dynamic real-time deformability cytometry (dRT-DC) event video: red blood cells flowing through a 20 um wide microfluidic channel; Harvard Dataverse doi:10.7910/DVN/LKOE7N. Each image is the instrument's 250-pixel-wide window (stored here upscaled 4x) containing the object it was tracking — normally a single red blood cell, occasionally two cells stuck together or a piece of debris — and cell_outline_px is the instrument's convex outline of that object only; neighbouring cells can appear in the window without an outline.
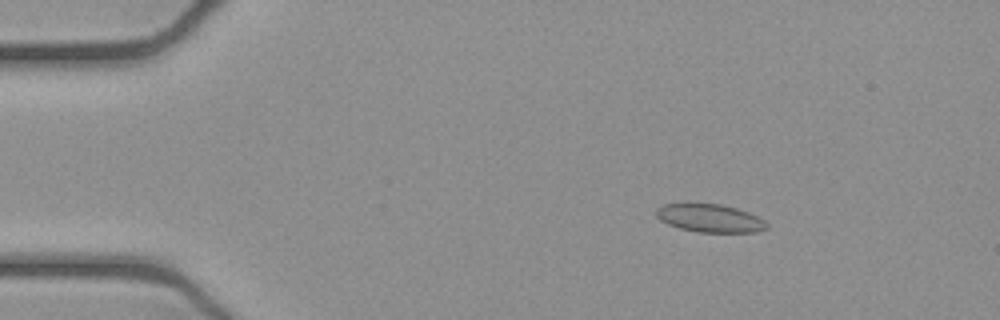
{"species": "common noctule bat (a hibernating species)", "species_latin": "Nyctalus noctula", "temperature_condition": "cold", "stored_images_in_passage": 52, "camera_frame_rate_fps": 3000, "um_per_image_px": 0.085, "animal": {"sex": "female", "body_mass_g": 21.9}, "frame": {"image": 1, "passage_image": 8, "time_ms": 2.333, "image_size_px": [1000, 320], "cell_outline_px": [[768, 228], [756, 232], [696, 232], [680, 228], [668, 224], [660, 220], [656, 216], [656, 208], [664, 204], [692, 200], [720, 204], [736, 208], [748, 212], [764, 220], [768, 224]], "centroid_in_image_um": [60.28, 18.49], "position_along_channel_um": 24.7, "area_um2": 18.79}}
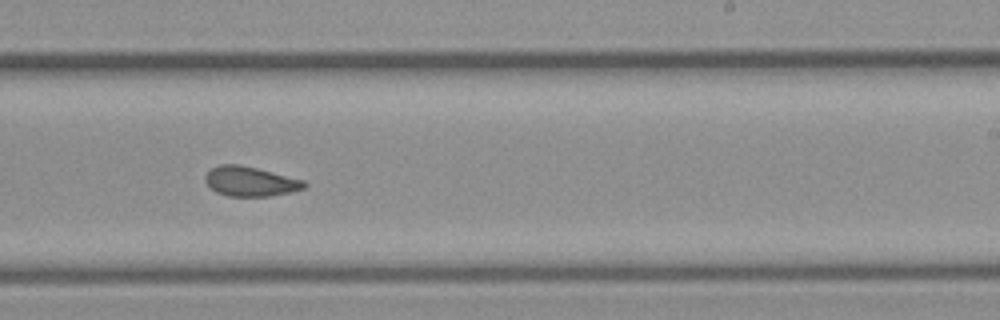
{"frame": {"image": 2, "passage_image": 32, "time_ms": 10.333, "image_size_px": [1000, 320], "cell_outline_px": [[308, 184], [304, 188], [288, 192], [268, 196], [228, 196], [216, 192], [204, 180], [204, 176], [212, 168], [220, 164], [240, 164], [304, 180]], "centroid_in_image_um": [21.26, 15.41], "position_along_channel_um": 267.7, "area_um2": 16.94}}
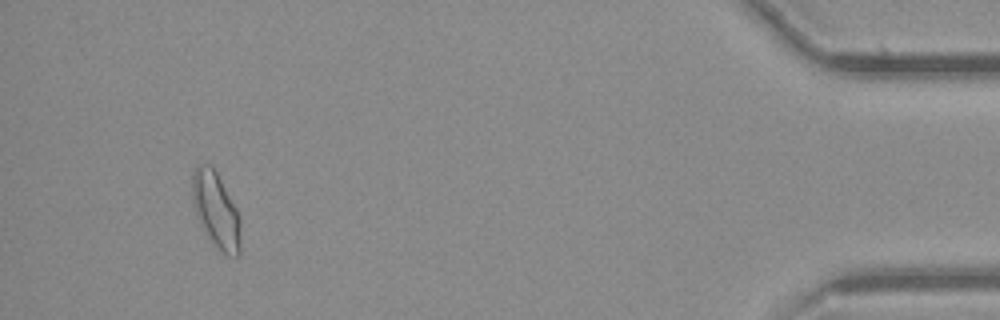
{"frame": {"image": 3, "passage_image": 49, "time_ms": 16.0, "image_size_px": [1000, 320], "cell_outline_px": [[240, 256], [228, 256], [208, 240], [196, 216], [192, 200], [192, 172], [196, 164], [212, 164], [236, 208], [240, 216]], "centroid_in_image_um": [18.34, 17.86], "position_along_channel_um": 416.9, "area_um2": 21.62}, "authors_computed_cell_mechanics": {"area_um2": 18.0914, "velocity_mm_per_s": 3.9098, "shape_relaxation_time_tau1_ms": null, "shape_relaxation_time_tau2_ms": 3.0391, "deformation_change_tau1": null, "deformation_change_tau2": 0.0618}}